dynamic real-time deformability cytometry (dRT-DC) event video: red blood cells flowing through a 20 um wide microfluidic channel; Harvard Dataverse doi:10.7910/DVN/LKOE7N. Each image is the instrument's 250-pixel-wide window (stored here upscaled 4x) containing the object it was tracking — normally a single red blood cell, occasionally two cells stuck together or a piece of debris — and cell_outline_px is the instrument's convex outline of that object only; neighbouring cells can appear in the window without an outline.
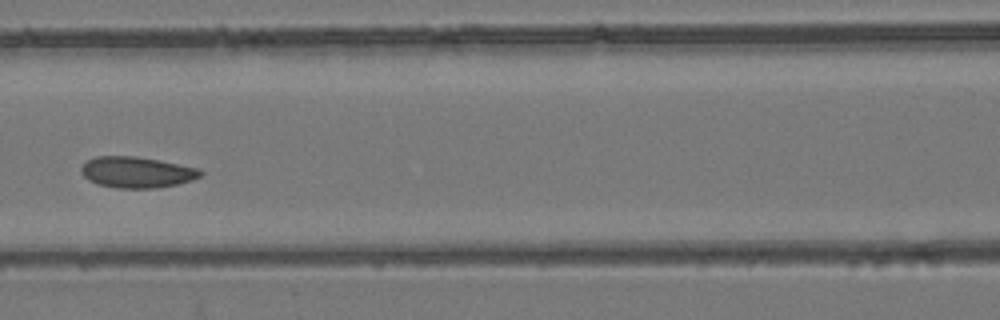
{"species": "common noctule bat (a hibernating species)", "species_latin": "Nyctalus noctula", "temperature_condition": "room temperature", "stored_images_in_passage": 4, "camera_frame_rate_fps": 3000, "um_per_image_px": 0.085, "animal": {"sex": "female", "body_mass_g": 24.6, "forearm_length_mm": 56.2}, "frame": {"image": 1, "passage_image": 4, "time_ms": 1.0, "image_size_px": [1000, 320], "cell_outline_px": [[204, 172], [200, 176], [192, 180], [176, 184], [156, 188], [120, 188], [96, 184], [88, 180], [84, 176], [80, 168], [88, 160], [96, 156], [136, 156], [200, 168]], "centroid_in_image_um": [11.63, 14.64], "position_along_channel_um": 155.0, "area_um2": 21.5}}